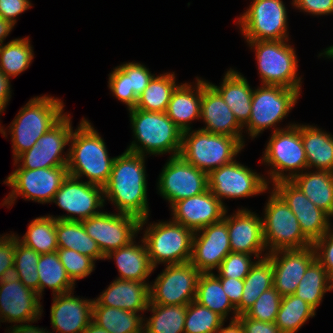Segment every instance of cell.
Wrapping results in <instances>:
<instances>
[{"label":"cell","instance_id":"obj_1","mask_svg":"<svg viewBox=\"0 0 333 333\" xmlns=\"http://www.w3.org/2000/svg\"><path fill=\"white\" fill-rule=\"evenodd\" d=\"M147 156L125 150L115 157L107 184L103 187L108 200L118 213L144 219L150 216L147 197Z\"/></svg>","mask_w":333,"mask_h":333},{"label":"cell","instance_id":"obj_2","mask_svg":"<svg viewBox=\"0 0 333 333\" xmlns=\"http://www.w3.org/2000/svg\"><path fill=\"white\" fill-rule=\"evenodd\" d=\"M86 118L73 130L67 169L70 176L86 177L87 183L104 187L110 177L115 157H109L106 142Z\"/></svg>","mask_w":333,"mask_h":333},{"label":"cell","instance_id":"obj_3","mask_svg":"<svg viewBox=\"0 0 333 333\" xmlns=\"http://www.w3.org/2000/svg\"><path fill=\"white\" fill-rule=\"evenodd\" d=\"M134 140L126 150L140 155L171 154L178 156L183 131L165 112H148L132 108L128 110Z\"/></svg>","mask_w":333,"mask_h":333},{"label":"cell","instance_id":"obj_4","mask_svg":"<svg viewBox=\"0 0 333 333\" xmlns=\"http://www.w3.org/2000/svg\"><path fill=\"white\" fill-rule=\"evenodd\" d=\"M64 102L50 95L31 98L17 113L9 127L13 160L32 148L36 141L53 127L65 114Z\"/></svg>","mask_w":333,"mask_h":333},{"label":"cell","instance_id":"obj_5","mask_svg":"<svg viewBox=\"0 0 333 333\" xmlns=\"http://www.w3.org/2000/svg\"><path fill=\"white\" fill-rule=\"evenodd\" d=\"M148 221L149 217L141 219L139 231L144 230L142 239L154 270L162 263L173 265L190 262L194 235L191 229L172 219L149 224Z\"/></svg>","mask_w":333,"mask_h":333},{"label":"cell","instance_id":"obj_6","mask_svg":"<svg viewBox=\"0 0 333 333\" xmlns=\"http://www.w3.org/2000/svg\"><path fill=\"white\" fill-rule=\"evenodd\" d=\"M244 138L213 134L202 129L184 131L180 156L189 164L209 174L234 161L245 146Z\"/></svg>","mask_w":333,"mask_h":333},{"label":"cell","instance_id":"obj_7","mask_svg":"<svg viewBox=\"0 0 333 333\" xmlns=\"http://www.w3.org/2000/svg\"><path fill=\"white\" fill-rule=\"evenodd\" d=\"M265 145L260 163L270 167L265 176L268 184L292 180L308 169L300 123L272 132Z\"/></svg>","mask_w":333,"mask_h":333},{"label":"cell","instance_id":"obj_8","mask_svg":"<svg viewBox=\"0 0 333 333\" xmlns=\"http://www.w3.org/2000/svg\"><path fill=\"white\" fill-rule=\"evenodd\" d=\"M246 42L255 52L261 84L297 89L301 93L303 78L298 76L299 61L290 39Z\"/></svg>","mask_w":333,"mask_h":333},{"label":"cell","instance_id":"obj_9","mask_svg":"<svg viewBox=\"0 0 333 333\" xmlns=\"http://www.w3.org/2000/svg\"><path fill=\"white\" fill-rule=\"evenodd\" d=\"M301 93L297 89L278 85H263L254 87L250 119L243 127L244 133L252 139L257 138L266 129L273 128L272 132L290 127H276L285 119L289 112L298 103Z\"/></svg>","mask_w":333,"mask_h":333},{"label":"cell","instance_id":"obj_10","mask_svg":"<svg viewBox=\"0 0 333 333\" xmlns=\"http://www.w3.org/2000/svg\"><path fill=\"white\" fill-rule=\"evenodd\" d=\"M264 205L263 237L267 253L283 249H302L313 245L303 234L297 217L271 188Z\"/></svg>","mask_w":333,"mask_h":333},{"label":"cell","instance_id":"obj_11","mask_svg":"<svg viewBox=\"0 0 333 333\" xmlns=\"http://www.w3.org/2000/svg\"><path fill=\"white\" fill-rule=\"evenodd\" d=\"M69 175L67 166L37 168L34 170L16 168L3 181L12 190L2 201V206L10 208L18 197L28 201L51 203L55 193Z\"/></svg>","mask_w":333,"mask_h":333},{"label":"cell","instance_id":"obj_12","mask_svg":"<svg viewBox=\"0 0 333 333\" xmlns=\"http://www.w3.org/2000/svg\"><path fill=\"white\" fill-rule=\"evenodd\" d=\"M286 8L283 0H252L235 24L246 41L289 40Z\"/></svg>","mask_w":333,"mask_h":333},{"label":"cell","instance_id":"obj_13","mask_svg":"<svg viewBox=\"0 0 333 333\" xmlns=\"http://www.w3.org/2000/svg\"><path fill=\"white\" fill-rule=\"evenodd\" d=\"M71 118V115L66 113L32 148L20 154L14 160L13 166L31 170L67 166L69 150L64 152V149L70 144L73 132Z\"/></svg>","mask_w":333,"mask_h":333},{"label":"cell","instance_id":"obj_14","mask_svg":"<svg viewBox=\"0 0 333 333\" xmlns=\"http://www.w3.org/2000/svg\"><path fill=\"white\" fill-rule=\"evenodd\" d=\"M263 174L257 173L236 159L208 174V189L227 208L223 200L261 195L271 187Z\"/></svg>","mask_w":333,"mask_h":333},{"label":"cell","instance_id":"obj_15","mask_svg":"<svg viewBox=\"0 0 333 333\" xmlns=\"http://www.w3.org/2000/svg\"><path fill=\"white\" fill-rule=\"evenodd\" d=\"M164 267L149 284V304L188 305L194 301L201 272L190 262Z\"/></svg>","mask_w":333,"mask_h":333},{"label":"cell","instance_id":"obj_16","mask_svg":"<svg viewBox=\"0 0 333 333\" xmlns=\"http://www.w3.org/2000/svg\"><path fill=\"white\" fill-rule=\"evenodd\" d=\"M162 168L157 182L158 194L169 203L208 190V174L189 164L180 155L170 157Z\"/></svg>","mask_w":333,"mask_h":333},{"label":"cell","instance_id":"obj_17","mask_svg":"<svg viewBox=\"0 0 333 333\" xmlns=\"http://www.w3.org/2000/svg\"><path fill=\"white\" fill-rule=\"evenodd\" d=\"M51 203H55L67 212L61 216L48 214L56 220L83 221L103 210L105 205L103 187L68 175Z\"/></svg>","mask_w":333,"mask_h":333},{"label":"cell","instance_id":"obj_18","mask_svg":"<svg viewBox=\"0 0 333 333\" xmlns=\"http://www.w3.org/2000/svg\"><path fill=\"white\" fill-rule=\"evenodd\" d=\"M140 221L129 214L108 213L102 210L81 222L86 233L97 242L105 256L135 240L140 232Z\"/></svg>","mask_w":333,"mask_h":333},{"label":"cell","instance_id":"obj_19","mask_svg":"<svg viewBox=\"0 0 333 333\" xmlns=\"http://www.w3.org/2000/svg\"><path fill=\"white\" fill-rule=\"evenodd\" d=\"M42 298L10 275L0 281V316L3 322L17 325L37 322L43 314Z\"/></svg>","mask_w":333,"mask_h":333},{"label":"cell","instance_id":"obj_20","mask_svg":"<svg viewBox=\"0 0 333 333\" xmlns=\"http://www.w3.org/2000/svg\"><path fill=\"white\" fill-rule=\"evenodd\" d=\"M297 217L303 234L314 243L332 226L330 216L313 204L291 180L271 185Z\"/></svg>","mask_w":333,"mask_h":333},{"label":"cell","instance_id":"obj_21","mask_svg":"<svg viewBox=\"0 0 333 333\" xmlns=\"http://www.w3.org/2000/svg\"><path fill=\"white\" fill-rule=\"evenodd\" d=\"M230 252L227 222L223 218L194 232L190 263L201 273H211Z\"/></svg>","mask_w":333,"mask_h":333},{"label":"cell","instance_id":"obj_22","mask_svg":"<svg viewBox=\"0 0 333 333\" xmlns=\"http://www.w3.org/2000/svg\"><path fill=\"white\" fill-rule=\"evenodd\" d=\"M227 214L228 209L224 219L227 222L231 251L250 254L259 259L267 257L262 216L259 217L255 212L243 207L238 208L232 215Z\"/></svg>","mask_w":333,"mask_h":333},{"label":"cell","instance_id":"obj_23","mask_svg":"<svg viewBox=\"0 0 333 333\" xmlns=\"http://www.w3.org/2000/svg\"><path fill=\"white\" fill-rule=\"evenodd\" d=\"M273 265V287L281 297L294 294L308 266L316 259L313 245L268 253Z\"/></svg>","mask_w":333,"mask_h":333},{"label":"cell","instance_id":"obj_24","mask_svg":"<svg viewBox=\"0 0 333 333\" xmlns=\"http://www.w3.org/2000/svg\"><path fill=\"white\" fill-rule=\"evenodd\" d=\"M170 210L173 221L196 232L221 221L227 208L208 189L198 195L175 202Z\"/></svg>","mask_w":333,"mask_h":333},{"label":"cell","instance_id":"obj_25","mask_svg":"<svg viewBox=\"0 0 333 333\" xmlns=\"http://www.w3.org/2000/svg\"><path fill=\"white\" fill-rule=\"evenodd\" d=\"M73 292L53 295L50 324L55 333H81L92 322L94 299L80 298Z\"/></svg>","mask_w":333,"mask_h":333},{"label":"cell","instance_id":"obj_26","mask_svg":"<svg viewBox=\"0 0 333 333\" xmlns=\"http://www.w3.org/2000/svg\"><path fill=\"white\" fill-rule=\"evenodd\" d=\"M205 126L199 128L213 134L244 138L243 127L238 123L233 111L225 103L221 95L202 79V100L200 121Z\"/></svg>","mask_w":333,"mask_h":333},{"label":"cell","instance_id":"obj_27","mask_svg":"<svg viewBox=\"0 0 333 333\" xmlns=\"http://www.w3.org/2000/svg\"><path fill=\"white\" fill-rule=\"evenodd\" d=\"M108 88L112 95L124 103L127 110L135 108L138 96L149 85L155 74L140 62H126L109 73Z\"/></svg>","mask_w":333,"mask_h":333},{"label":"cell","instance_id":"obj_28","mask_svg":"<svg viewBox=\"0 0 333 333\" xmlns=\"http://www.w3.org/2000/svg\"><path fill=\"white\" fill-rule=\"evenodd\" d=\"M149 303V281L138 282L116 278L99 297L94 298L93 306H110L144 316Z\"/></svg>","mask_w":333,"mask_h":333},{"label":"cell","instance_id":"obj_29","mask_svg":"<svg viewBox=\"0 0 333 333\" xmlns=\"http://www.w3.org/2000/svg\"><path fill=\"white\" fill-rule=\"evenodd\" d=\"M202 100V78L195 82L181 83L173 91L166 114L183 132L192 130V121L200 119Z\"/></svg>","mask_w":333,"mask_h":333},{"label":"cell","instance_id":"obj_30","mask_svg":"<svg viewBox=\"0 0 333 333\" xmlns=\"http://www.w3.org/2000/svg\"><path fill=\"white\" fill-rule=\"evenodd\" d=\"M208 83L221 95L233 111L238 123L244 127L250 119L254 90L249 85L247 78L236 69L230 68L224 73L219 86L209 81Z\"/></svg>","mask_w":333,"mask_h":333},{"label":"cell","instance_id":"obj_31","mask_svg":"<svg viewBox=\"0 0 333 333\" xmlns=\"http://www.w3.org/2000/svg\"><path fill=\"white\" fill-rule=\"evenodd\" d=\"M141 242V244H140ZM133 240L130 244L105 255L104 260L113 259L119 272L118 279L147 282L154 267L150 262L146 245Z\"/></svg>","mask_w":333,"mask_h":333},{"label":"cell","instance_id":"obj_32","mask_svg":"<svg viewBox=\"0 0 333 333\" xmlns=\"http://www.w3.org/2000/svg\"><path fill=\"white\" fill-rule=\"evenodd\" d=\"M301 140L308 169L333 172V135L315 125L301 124Z\"/></svg>","mask_w":333,"mask_h":333},{"label":"cell","instance_id":"obj_33","mask_svg":"<svg viewBox=\"0 0 333 333\" xmlns=\"http://www.w3.org/2000/svg\"><path fill=\"white\" fill-rule=\"evenodd\" d=\"M291 181L313 204L333 218V172L306 169Z\"/></svg>","mask_w":333,"mask_h":333},{"label":"cell","instance_id":"obj_34","mask_svg":"<svg viewBox=\"0 0 333 333\" xmlns=\"http://www.w3.org/2000/svg\"><path fill=\"white\" fill-rule=\"evenodd\" d=\"M56 238L58 248L75 250L97 260H104L97 242L85 231L81 221L56 220Z\"/></svg>","mask_w":333,"mask_h":333},{"label":"cell","instance_id":"obj_35","mask_svg":"<svg viewBox=\"0 0 333 333\" xmlns=\"http://www.w3.org/2000/svg\"><path fill=\"white\" fill-rule=\"evenodd\" d=\"M195 301L217 313L225 321L228 320V316L231 314V320L237 319L239 316L236 308L232 305L228 296L225 294L220 279L214 272L200 274L197 283Z\"/></svg>","mask_w":333,"mask_h":333},{"label":"cell","instance_id":"obj_36","mask_svg":"<svg viewBox=\"0 0 333 333\" xmlns=\"http://www.w3.org/2000/svg\"><path fill=\"white\" fill-rule=\"evenodd\" d=\"M144 317L110 306H93L92 322L109 333H144Z\"/></svg>","mask_w":333,"mask_h":333},{"label":"cell","instance_id":"obj_37","mask_svg":"<svg viewBox=\"0 0 333 333\" xmlns=\"http://www.w3.org/2000/svg\"><path fill=\"white\" fill-rule=\"evenodd\" d=\"M240 303L235 307L237 314H244L266 290L273 287V265L268 257L258 259L245 277Z\"/></svg>","mask_w":333,"mask_h":333},{"label":"cell","instance_id":"obj_38","mask_svg":"<svg viewBox=\"0 0 333 333\" xmlns=\"http://www.w3.org/2000/svg\"><path fill=\"white\" fill-rule=\"evenodd\" d=\"M39 296L43 297L46 287L52 290V295L74 291L75 283L68 276L63 264L60 262L57 251L40 254L38 261Z\"/></svg>","mask_w":333,"mask_h":333},{"label":"cell","instance_id":"obj_39","mask_svg":"<svg viewBox=\"0 0 333 333\" xmlns=\"http://www.w3.org/2000/svg\"><path fill=\"white\" fill-rule=\"evenodd\" d=\"M175 72L155 75L143 93L138 96L136 109L148 112H166L171 95L176 87Z\"/></svg>","mask_w":333,"mask_h":333},{"label":"cell","instance_id":"obj_40","mask_svg":"<svg viewBox=\"0 0 333 333\" xmlns=\"http://www.w3.org/2000/svg\"><path fill=\"white\" fill-rule=\"evenodd\" d=\"M147 311L152 315L144 317V333H184L187 305L149 304Z\"/></svg>","mask_w":333,"mask_h":333},{"label":"cell","instance_id":"obj_41","mask_svg":"<svg viewBox=\"0 0 333 333\" xmlns=\"http://www.w3.org/2000/svg\"><path fill=\"white\" fill-rule=\"evenodd\" d=\"M30 37L15 38L0 45V70L10 79L26 71L34 59Z\"/></svg>","mask_w":333,"mask_h":333},{"label":"cell","instance_id":"obj_42","mask_svg":"<svg viewBox=\"0 0 333 333\" xmlns=\"http://www.w3.org/2000/svg\"><path fill=\"white\" fill-rule=\"evenodd\" d=\"M18 240L39 254L54 253L58 250L56 219L52 216H39L29 223L27 231Z\"/></svg>","mask_w":333,"mask_h":333},{"label":"cell","instance_id":"obj_43","mask_svg":"<svg viewBox=\"0 0 333 333\" xmlns=\"http://www.w3.org/2000/svg\"><path fill=\"white\" fill-rule=\"evenodd\" d=\"M315 315L316 310L313 307L291 294L282 297L275 324L281 333H297Z\"/></svg>","mask_w":333,"mask_h":333},{"label":"cell","instance_id":"obj_44","mask_svg":"<svg viewBox=\"0 0 333 333\" xmlns=\"http://www.w3.org/2000/svg\"><path fill=\"white\" fill-rule=\"evenodd\" d=\"M329 291L328 273L315 259L306 269L294 295L307 302L315 310Z\"/></svg>","mask_w":333,"mask_h":333},{"label":"cell","instance_id":"obj_45","mask_svg":"<svg viewBox=\"0 0 333 333\" xmlns=\"http://www.w3.org/2000/svg\"><path fill=\"white\" fill-rule=\"evenodd\" d=\"M40 254L32 248L22 244L16 236V249L14 252V271L22 284L34 290L39 295L38 261Z\"/></svg>","mask_w":333,"mask_h":333},{"label":"cell","instance_id":"obj_46","mask_svg":"<svg viewBox=\"0 0 333 333\" xmlns=\"http://www.w3.org/2000/svg\"><path fill=\"white\" fill-rule=\"evenodd\" d=\"M225 320L195 300L187 305L184 333H215Z\"/></svg>","mask_w":333,"mask_h":333},{"label":"cell","instance_id":"obj_47","mask_svg":"<svg viewBox=\"0 0 333 333\" xmlns=\"http://www.w3.org/2000/svg\"><path fill=\"white\" fill-rule=\"evenodd\" d=\"M57 254L70 279L76 283L84 279L95 270V261L75 250L58 248Z\"/></svg>","mask_w":333,"mask_h":333},{"label":"cell","instance_id":"obj_48","mask_svg":"<svg viewBox=\"0 0 333 333\" xmlns=\"http://www.w3.org/2000/svg\"><path fill=\"white\" fill-rule=\"evenodd\" d=\"M281 299L279 292L272 287L264 291L244 314L251 319L275 322Z\"/></svg>","mask_w":333,"mask_h":333},{"label":"cell","instance_id":"obj_49","mask_svg":"<svg viewBox=\"0 0 333 333\" xmlns=\"http://www.w3.org/2000/svg\"><path fill=\"white\" fill-rule=\"evenodd\" d=\"M258 259L257 256L231 251L216 269L217 274L215 275L218 278H235L244 280L249 274L251 267Z\"/></svg>","mask_w":333,"mask_h":333},{"label":"cell","instance_id":"obj_50","mask_svg":"<svg viewBox=\"0 0 333 333\" xmlns=\"http://www.w3.org/2000/svg\"><path fill=\"white\" fill-rule=\"evenodd\" d=\"M15 249V233L0 235V281L7 276L13 275Z\"/></svg>","mask_w":333,"mask_h":333},{"label":"cell","instance_id":"obj_51","mask_svg":"<svg viewBox=\"0 0 333 333\" xmlns=\"http://www.w3.org/2000/svg\"><path fill=\"white\" fill-rule=\"evenodd\" d=\"M316 260L326 269L328 275L333 272V228L313 243Z\"/></svg>","mask_w":333,"mask_h":333},{"label":"cell","instance_id":"obj_52","mask_svg":"<svg viewBox=\"0 0 333 333\" xmlns=\"http://www.w3.org/2000/svg\"><path fill=\"white\" fill-rule=\"evenodd\" d=\"M291 5L312 16L333 14V0H292Z\"/></svg>","mask_w":333,"mask_h":333},{"label":"cell","instance_id":"obj_53","mask_svg":"<svg viewBox=\"0 0 333 333\" xmlns=\"http://www.w3.org/2000/svg\"><path fill=\"white\" fill-rule=\"evenodd\" d=\"M29 8L31 0H0V17L16 25L18 16Z\"/></svg>","mask_w":333,"mask_h":333},{"label":"cell","instance_id":"obj_54","mask_svg":"<svg viewBox=\"0 0 333 333\" xmlns=\"http://www.w3.org/2000/svg\"><path fill=\"white\" fill-rule=\"evenodd\" d=\"M240 321L243 333H281L275 322H263L248 318L245 314L237 317Z\"/></svg>","mask_w":333,"mask_h":333},{"label":"cell","instance_id":"obj_55","mask_svg":"<svg viewBox=\"0 0 333 333\" xmlns=\"http://www.w3.org/2000/svg\"><path fill=\"white\" fill-rule=\"evenodd\" d=\"M229 301L236 307L242 298L244 281L235 278H219Z\"/></svg>","mask_w":333,"mask_h":333},{"label":"cell","instance_id":"obj_56","mask_svg":"<svg viewBox=\"0 0 333 333\" xmlns=\"http://www.w3.org/2000/svg\"><path fill=\"white\" fill-rule=\"evenodd\" d=\"M10 78L0 70V111L4 113L12 96Z\"/></svg>","mask_w":333,"mask_h":333},{"label":"cell","instance_id":"obj_57","mask_svg":"<svg viewBox=\"0 0 333 333\" xmlns=\"http://www.w3.org/2000/svg\"><path fill=\"white\" fill-rule=\"evenodd\" d=\"M34 322L26 323V324H19V325H12L9 326L11 328H8L7 333H52L49 332L46 328L43 327L31 325Z\"/></svg>","mask_w":333,"mask_h":333},{"label":"cell","instance_id":"obj_58","mask_svg":"<svg viewBox=\"0 0 333 333\" xmlns=\"http://www.w3.org/2000/svg\"><path fill=\"white\" fill-rule=\"evenodd\" d=\"M225 322L221 324L215 333H243L241 323L238 319L231 320L226 327H224Z\"/></svg>","mask_w":333,"mask_h":333},{"label":"cell","instance_id":"obj_59","mask_svg":"<svg viewBox=\"0 0 333 333\" xmlns=\"http://www.w3.org/2000/svg\"><path fill=\"white\" fill-rule=\"evenodd\" d=\"M14 26L12 22L0 17V45L4 44L7 36H9L14 29Z\"/></svg>","mask_w":333,"mask_h":333},{"label":"cell","instance_id":"obj_60","mask_svg":"<svg viewBox=\"0 0 333 333\" xmlns=\"http://www.w3.org/2000/svg\"><path fill=\"white\" fill-rule=\"evenodd\" d=\"M81 333H109L107 330L91 322Z\"/></svg>","mask_w":333,"mask_h":333},{"label":"cell","instance_id":"obj_61","mask_svg":"<svg viewBox=\"0 0 333 333\" xmlns=\"http://www.w3.org/2000/svg\"><path fill=\"white\" fill-rule=\"evenodd\" d=\"M324 57L325 59H332L333 60V45L327 47L325 50L323 49V52L318 54V58Z\"/></svg>","mask_w":333,"mask_h":333},{"label":"cell","instance_id":"obj_62","mask_svg":"<svg viewBox=\"0 0 333 333\" xmlns=\"http://www.w3.org/2000/svg\"><path fill=\"white\" fill-rule=\"evenodd\" d=\"M329 291H333V272L328 275Z\"/></svg>","mask_w":333,"mask_h":333},{"label":"cell","instance_id":"obj_63","mask_svg":"<svg viewBox=\"0 0 333 333\" xmlns=\"http://www.w3.org/2000/svg\"><path fill=\"white\" fill-rule=\"evenodd\" d=\"M1 113H3V112L0 111V115H1ZM1 125L2 124H0V133L2 134V136H4V126H1Z\"/></svg>","mask_w":333,"mask_h":333}]
</instances>
